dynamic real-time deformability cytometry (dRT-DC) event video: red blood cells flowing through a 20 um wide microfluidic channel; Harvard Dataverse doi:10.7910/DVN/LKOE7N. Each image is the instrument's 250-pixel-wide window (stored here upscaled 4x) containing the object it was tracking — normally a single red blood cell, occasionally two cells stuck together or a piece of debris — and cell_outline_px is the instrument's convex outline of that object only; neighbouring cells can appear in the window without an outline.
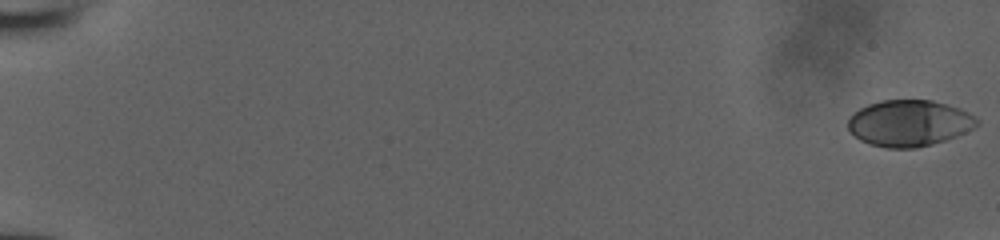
{"species": "human", "species_latin": "Homo sapiens", "temperature_condition": "room temperature", "stored_images_in_passage": 19, "camera_frame_rate_fps": 3000, "um_per_image_px": 0.085, "donor": {"sex": "male"}, "frame": {"image": 1, "passage_image": 1, "time_ms": 0.0, "image_size_px": [1000, 240], "cell_outline_px": [[980, 124], [956, 136], [932, 144], [916, 148], [888, 148], [872, 144], [860, 140], [848, 128], [848, 120], [860, 108], [868, 104], [880, 100], [932, 100], [960, 108], [976, 116], [980, 120]], "centroid_in_image_um": [77.31, 10.46], "position_along_channel_um": 7.7, "area_um2": 34.62}}
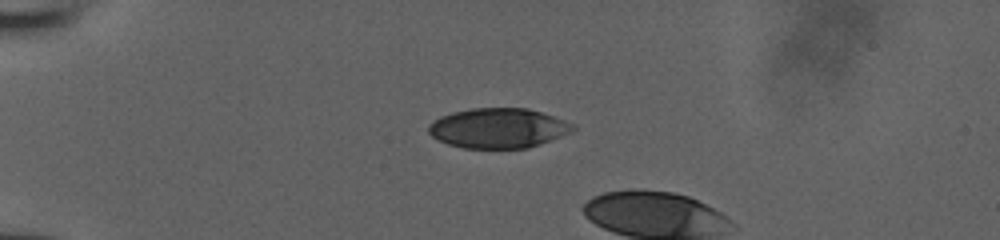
{"frame": {"image": 2, "passage_image": 16, "time_ms": 5.0, "image_size_px": [1000, 240], "cell_outline_px": [[576, 128], [572, 132], [540, 144], [528, 148], [464, 148], [448, 144], [432, 136], [428, 132], [428, 124], [432, 120], [440, 116], [452, 112], [472, 108], [528, 108], [576, 124]], "centroid_in_image_um": [42.35, 10.89], "position_along_channel_um": 42.7, "area_um2": 33.64}}